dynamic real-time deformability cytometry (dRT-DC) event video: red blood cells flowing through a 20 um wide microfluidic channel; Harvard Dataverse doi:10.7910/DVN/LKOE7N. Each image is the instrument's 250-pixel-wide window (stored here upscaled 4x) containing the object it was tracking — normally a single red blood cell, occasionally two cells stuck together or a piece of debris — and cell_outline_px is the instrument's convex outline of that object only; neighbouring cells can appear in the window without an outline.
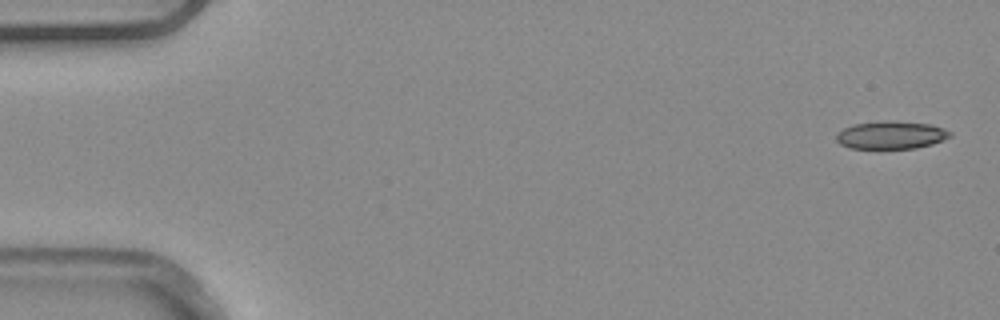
{"species": "common noctule bat (a hibernating species)", "species_latin": "Nyctalus noctula", "temperature_condition": "warm", "stored_images_in_passage": 4, "camera_frame_rate_fps": 3000, "um_per_image_px": 0.085, "animal": {"sex": "male", "body_mass_g": 20.4}, "frame": {"image": 1, "passage_image": 1, "time_ms": 0.0, "image_size_px": [1000, 320], "cell_outline_px": [[952, 136], [932, 144], [916, 148], [880, 152], [852, 148], [840, 144], [836, 140], [836, 132], [852, 124], [884, 120], [896, 120], [932, 124], [944, 128], [952, 132]], "centroid_in_image_um": [75.72, 11.51], "position_along_channel_um": 9.3, "area_um2": 19.65}}